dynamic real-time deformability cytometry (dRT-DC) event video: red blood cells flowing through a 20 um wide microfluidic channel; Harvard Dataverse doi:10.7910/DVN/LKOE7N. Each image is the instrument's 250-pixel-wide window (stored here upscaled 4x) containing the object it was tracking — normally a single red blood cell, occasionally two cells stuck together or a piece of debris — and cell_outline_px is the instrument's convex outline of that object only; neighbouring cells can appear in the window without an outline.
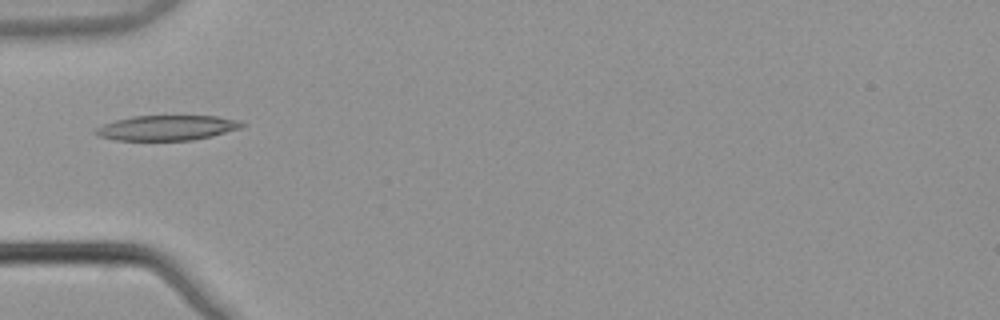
{"species": "common noctule bat (a hibernating species)", "species_latin": "Nyctalus noctula", "temperature_condition": "warm", "stored_images_in_passage": 3, "camera_frame_rate_fps": 3000, "um_per_image_px": 0.085, "animal": {"sex": "male", "body_mass_g": 21.5, "forearm_length_mm": 52.0}, "frame": {"image": 1, "passage_image": 3, "time_ms": 0.667, "image_size_px": [1000, 320], "cell_outline_px": [[248, 124], [240, 128], [212, 136], [192, 140], [116, 140], [96, 136], [92, 132], [96, 128], [104, 124], [116, 120], [132, 116], [216, 116], [240, 120]], "centroid_in_image_um": [14.19, 10.86], "position_along_channel_um": 70.8, "area_um2": 21.44}}